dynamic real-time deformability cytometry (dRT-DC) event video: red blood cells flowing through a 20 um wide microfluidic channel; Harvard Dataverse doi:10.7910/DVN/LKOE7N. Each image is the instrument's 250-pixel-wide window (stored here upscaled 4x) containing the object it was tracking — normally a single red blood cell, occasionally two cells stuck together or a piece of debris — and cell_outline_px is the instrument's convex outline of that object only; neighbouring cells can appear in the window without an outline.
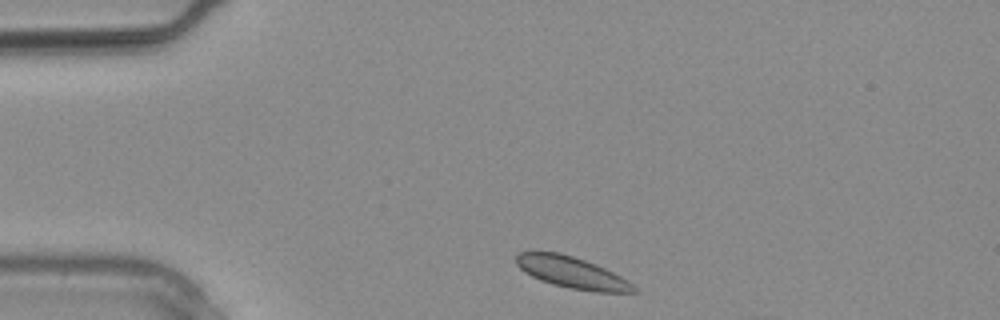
{"species": "common noctule bat (a hibernating species)", "species_latin": "Nyctalus noctula", "temperature_condition": "warm", "stored_images_in_passage": 25, "camera_frame_rate_fps": 3000, "um_per_image_px": 0.085, "animal": {"sex": "male", "body_mass_g": 20.4}, "frame": {"image": 1, "passage_image": 1, "time_ms": 0.0, "image_size_px": [1000, 320], "cell_outline_px": [[640, 292], [596, 292], [572, 288], [552, 284], [540, 280], [524, 272], [516, 264], [516, 256], [520, 252], [560, 252], [596, 264], [628, 280]], "centroid_in_image_um": [48.61, 23.16], "position_along_channel_um": 36.4, "area_um2": 21.33}}